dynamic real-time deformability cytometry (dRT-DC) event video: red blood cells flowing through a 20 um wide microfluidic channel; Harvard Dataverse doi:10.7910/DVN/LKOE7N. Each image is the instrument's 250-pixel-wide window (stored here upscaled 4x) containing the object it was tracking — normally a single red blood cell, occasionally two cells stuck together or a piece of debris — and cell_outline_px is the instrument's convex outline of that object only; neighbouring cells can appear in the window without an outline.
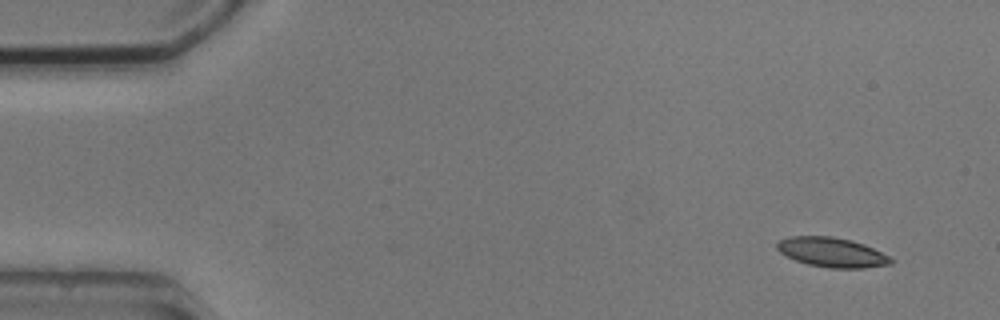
{"species": "common noctule bat (a hibernating species)", "species_latin": "Nyctalus noctula", "temperature_condition": "cold", "stored_images_in_passage": 4, "camera_frame_rate_fps": 3000, "um_per_image_px": 0.085, "animal": {"sex": "male", "body_mass_g": 20.5, "forearm_length_mm": 52.5}, "frame": {"image": 1, "passage_image": 1, "time_ms": 0.0, "image_size_px": [1000, 320], "cell_outline_px": [[892, 264], [864, 268], [828, 268], [808, 264], [796, 260], [780, 252], [776, 248], [776, 244], [780, 240], [788, 236], [832, 236], [852, 240], [864, 244], [888, 256], [892, 260]], "centroid_in_image_um": [70.69, 21.44], "position_along_channel_um": 14.3, "area_um2": 19.54}}
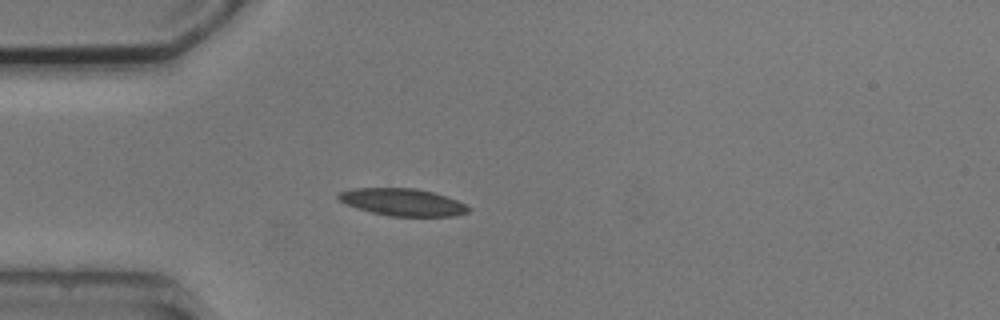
{"frame": {"image": 2, "passage_image": 4, "time_ms": 3.667, "image_size_px": [1000, 320], "cell_outline_px": [[472, 208], [468, 212], [452, 216], [388, 216], [372, 212], [348, 204], [340, 200], [336, 196], [340, 192], [352, 188], [416, 188], [432, 192], [456, 200]], "centroid_in_image_um": [34.23, 17.18], "position_along_channel_um": 50.8, "area_um2": 20.35}}